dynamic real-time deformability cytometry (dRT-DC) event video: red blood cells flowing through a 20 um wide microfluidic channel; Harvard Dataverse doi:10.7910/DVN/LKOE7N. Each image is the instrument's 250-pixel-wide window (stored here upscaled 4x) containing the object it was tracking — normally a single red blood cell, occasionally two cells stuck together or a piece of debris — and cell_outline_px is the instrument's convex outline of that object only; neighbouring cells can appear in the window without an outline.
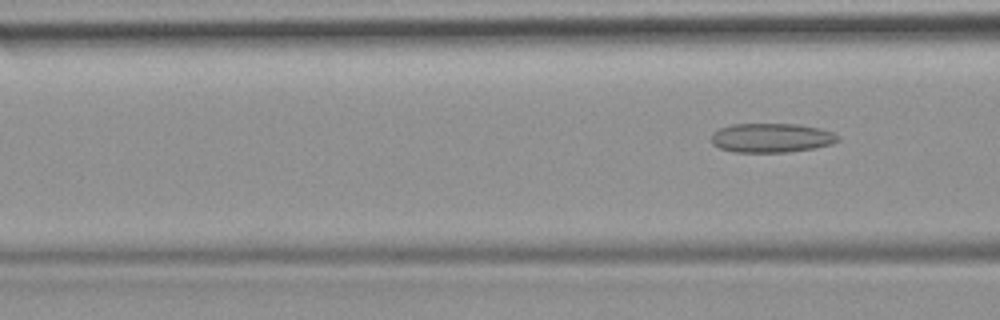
{"species": "common noctule bat (a hibernating species)", "species_latin": "Nyctalus noctula", "temperature_condition": "room temperature", "stored_images_in_passage": 6, "camera_frame_rate_fps": 3000, "um_per_image_px": 0.085, "animal": {"sex": "female", "body_mass_g": 19.9}, "frame": {"image": 1, "passage_image": 6, "time_ms": 6.333, "image_size_px": [1000, 320], "cell_outline_px": [[840, 140], [832, 144], [812, 148], [788, 152], [732, 152], [720, 148], [712, 144], [712, 132], [720, 128], [732, 124], [800, 124], [820, 128], [832, 132], [840, 136]], "centroid_in_image_um": [65.58, 11.71], "position_along_channel_um": 101.0, "area_um2": 21.68}}